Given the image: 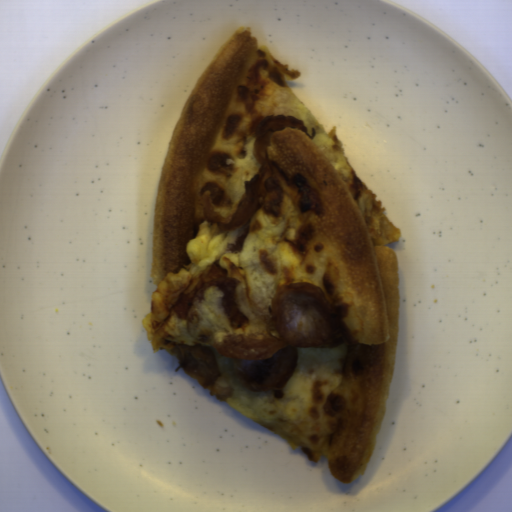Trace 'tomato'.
<instances>
[{
    "mask_svg": "<svg viewBox=\"0 0 512 512\" xmlns=\"http://www.w3.org/2000/svg\"><path fill=\"white\" fill-rule=\"evenodd\" d=\"M288 344L282 337L264 336L260 339L225 340L212 346L217 353L233 360L268 359Z\"/></svg>",
    "mask_w": 512,
    "mask_h": 512,
    "instance_id": "1",
    "label": "tomato"
}]
</instances>
